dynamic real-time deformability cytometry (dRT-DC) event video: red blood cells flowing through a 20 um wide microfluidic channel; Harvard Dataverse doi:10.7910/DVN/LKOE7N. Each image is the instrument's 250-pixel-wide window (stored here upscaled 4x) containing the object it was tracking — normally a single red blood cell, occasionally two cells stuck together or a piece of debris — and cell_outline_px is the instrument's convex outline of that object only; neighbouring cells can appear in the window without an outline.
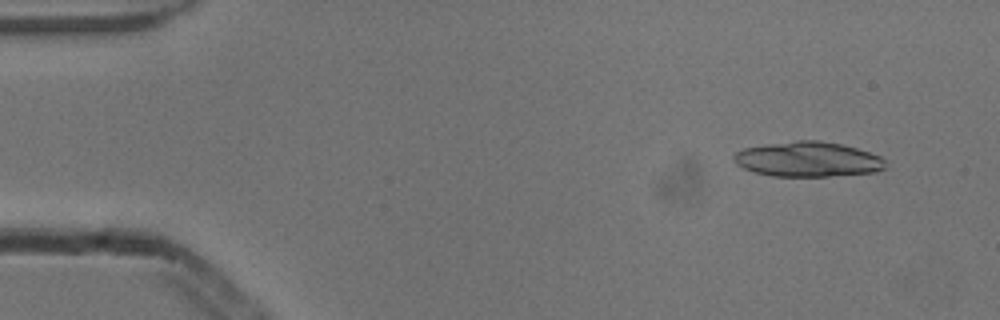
{"species": "common noctule bat (a hibernating species)", "species_latin": "Nyctalus noctula", "temperature_condition": "cold", "stored_images_in_passage": 6, "segment_of_instrument_passage": [1, 2], "camera_frame_rate_fps": 3000, "um_per_image_px": 0.085, "animal": {"sex": "male", "body_mass_g": 13.3}, "frame": {"image": 1, "passage_image": 1, "time_ms": 0.0, "image_size_px": [1000, 320], "cell_outline_px": [[884, 168], [876, 172], [828, 176], [772, 176], [756, 172], [744, 168], [736, 164], [732, 160], [732, 156], [736, 152], [744, 148], [768, 144], [796, 140], [820, 140], [840, 144], [856, 148], [880, 156], [884, 160]], "centroid_in_image_um": [68.64, 13.54], "position_along_channel_um": 16.4, "area_um2": 30.75}}